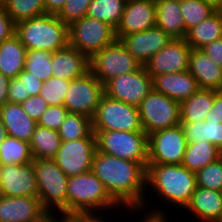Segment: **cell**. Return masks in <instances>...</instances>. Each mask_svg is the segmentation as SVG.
<instances>
[{"label":"cell","instance_id":"1","mask_svg":"<svg viewBox=\"0 0 222 222\" xmlns=\"http://www.w3.org/2000/svg\"><path fill=\"white\" fill-rule=\"evenodd\" d=\"M91 170L101 180L111 198L121 208L128 209L130 215L139 214L138 212L142 211L149 216H169L168 213L163 212V208L152 209L149 206L151 199L146 195V168L141 163L103 154L96 150ZM146 199L149 200L146 201ZM145 207L149 210L146 211Z\"/></svg>","mask_w":222,"mask_h":222},{"label":"cell","instance_id":"2","mask_svg":"<svg viewBox=\"0 0 222 222\" xmlns=\"http://www.w3.org/2000/svg\"><path fill=\"white\" fill-rule=\"evenodd\" d=\"M196 187L195 172L181 164L147 165L146 194L151 195L149 191L153 190L157 199L159 197V201L163 200L167 206L171 204L172 207L184 210Z\"/></svg>","mask_w":222,"mask_h":222},{"label":"cell","instance_id":"3","mask_svg":"<svg viewBox=\"0 0 222 222\" xmlns=\"http://www.w3.org/2000/svg\"><path fill=\"white\" fill-rule=\"evenodd\" d=\"M122 210L106 191L101 180L91 171L71 176L67 182V213ZM108 209V210H107ZM103 210V212H102Z\"/></svg>","mask_w":222,"mask_h":222},{"label":"cell","instance_id":"4","mask_svg":"<svg viewBox=\"0 0 222 222\" xmlns=\"http://www.w3.org/2000/svg\"><path fill=\"white\" fill-rule=\"evenodd\" d=\"M15 34L27 51L38 49L53 53L69 44L68 26L53 14L16 23Z\"/></svg>","mask_w":222,"mask_h":222},{"label":"cell","instance_id":"5","mask_svg":"<svg viewBox=\"0 0 222 222\" xmlns=\"http://www.w3.org/2000/svg\"><path fill=\"white\" fill-rule=\"evenodd\" d=\"M38 198L50 213H67V182L69 177L53 159H34Z\"/></svg>","mask_w":222,"mask_h":222},{"label":"cell","instance_id":"6","mask_svg":"<svg viewBox=\"0 0 222 222\" xmlns=\"http://www.w3.org/2000/svg\"><path fill=\"white\" fill-rule=\"evenodd\" d=\"M97 150L103 154L148 165V135L145 132L93 131Z\"/></svg>","mask_w":222,"mask_h":222},{"label":"cell","instance_id":"7","mask_svg":"<svg viewBox=\"0 0 222 222\" xmlns=\"http://www.w3.org/2000/svg\"><path fill=\"white\" fill-rule=\"evenodd\" d=\"M93 131L144 132L138 107L101 96L92 118Z\"/></svg>","mask_w":222,"mask_h":222},{"label":"cell","instance_id":"8","mask_svg":"<svg viewBox=\"0 0 222 222\" xmlns=\"http://www.w3.org/2000/svg\"><path fill=\"white\" fill-rule=\"evenodd\" d=\"M69 45L89 58L117 40L116 29L88 16L68 26Z\"/></svg>","mask_w":222,"mask_h":222},{"label":"cell","instance_id":"9","mask_svg":"<svg viewBox=\"0 0 222 222\" xmlns=\"http://www.w3.org/2000/svg\"><path fill=\"white\" fill-rule=\"evenodd\" d=\"M138 110L142 130L147 135L181 124L180 103L153 89L139 104Z\"/></svg>","mask_w":222,"mask_h":222},{"label":"cell","instance_id":"10","mask_svg":"<svg viewBox=\"0 0 222 222\" xmlns=\"http://www.w3.org/2000/svg\"><path fill=\"white\" fill-rule=\"evenodd\" d=\"M89 63L90 71L103 85L122 74L136 71L141 66L120 40L95 52L89 58Z\"/></svg>","mask_w":222,"mask_h":222},{"label":"cell","instance_id":"11","mask_svg":"<svg viewBox=\"0 0 222 222\" xmlns=\"http://www.w3.org/2000/svg\"><path fill=\"white\" fill-rule=\"evenodd\" d=\"M187 139L181 124L148 135V165L181 164Z\"/></svg>","mask_w":222,"mask_h":222},{"label":"cell","instance_id":"12","mask_svg":"<svg viewBox=\"0 0 222 222\" xmlns=\"http://www.w3.org/2000/svg\"><path fill=\"white\" fill-rule=\"evenodd\" d=\"M96 150V135L92 131L85 138L62 142L53 160L66 176H76L91 171Z\"/></svg>","mask_w":222,"mask_h":222},{"label":"cell","instance_id":"13","mask_svg":"<svg viewBox=\"0 0 222 222\" xmlns=\"http://www.w3.org/2000/svg\"><path fill=\"white\" fill-rule=\"evenodd\" d=\"M103 94V84L88 71L82 77L70 81L63 105L69 113L81 114L92 119Z\"/></svg>","mask_w":222,"mask_h":222},{"label":"cell","instance_id":"14","mask_svg":"<svg viewBox=\"0 0 222 222\" xmlns=\"http://www.w3.org/2000/svg\"><path fill=\"white\" fill-rule=\"evenodd\" d=\"M152 89V77L142 65L136 71L122 74L103 85L106 96L136 107Z\"/></svg>","mask_w":222,"mask_h":222},{"label":"cell","instance_id":"15","mask_svg":"<svg viewBox=\"0 0 222 222\" xmlns=\"http://www.w3.org/2000/svg\"><path fill=\"white\" fill-rule=\"evenodd\" d=\"M191 49L185 38L172 39L144 65L147 73L153 78L188 70Z\"/></svg>","mask_w":222,"mask_h":222},{"label":"cell","instance_id":"16","mask_svg":"<svg viewBox=\"0 0 222 222\" xmlns=\"http://www.w3.org/2000/svg\"><path fill=\"white\" fill-rule=\"evenodd\" d=\"M0 195L38 197L33 162L23 165H0Z\"/></svg>","mask_w":222,"mask_h":222},{"label":"cell","instance_id":"17","mask_svg":"<svg viewBox=\"0 0 222 222\" xmlns=\"http://www.w3.org/2000/svg\"><path fill=\"white\" fill-rule=\"evenodd\" d=\"M48 214L38 197L0 195V222H47Z\"/></svg>","mask_w":222,"mask_h":222},{"label":"cell","instance_id":"18","mask_svg":"<svg viewBox=\"0 0 222 222\" xmlns=\"http://www.w3.org/2000/svg\"><path fill=\"white\" fill-rule=\"evenodd\" d=\"M172 39L165 31L155 25L143 32L123 36L120 41L127 51L144 66Z\"/></svg>","mask_w":222,"mask_h":222},{"label":"cell","instance_id":"19","mask_svg":"<svg viewBox=\"0 0 222 222\" xmlns=\"http://www.w3.org/2000/svg\"><path fill=\"white\" fill-rule=\"evenodd\" d=\"M156 24L155 0H127L122 19L116 28L117 40L143 32Z\"/></svg>","mask_w":222,"mask_h":222},{"label":"cell","instance_id":"20","mask_svg":"<svg viewBox=\"0 0 222 222\" xmlns=\"http://www.w3.org/2000/svg\"><path fill=\"white\" fill-rule=\"evenodd\" d=\"M52 73L59 79L71 81L90 71L89 57L69 44L52 53Z\"/></svg>","mask_w":222,"mask_h":222},{"label":"cell","instance_id":"21","mask_svg":"<svg viewBox=\"0 0 222 222\" xmlns=\"http://www.w3.org/2000/svg\"><path fill=\"white\" fill-rule=\"evenodd\" d=\"M153 90L181 103L191 97L198 89V84L188 71L162 74L152 78Z\"/></svg>","mask_w":222,"mask_h":222},{"label":"cell","instance_id":"22","mask_svg":"<svg viewBox=\"0 0 222 222\" xmlns=\"http://www.w3.org/2000/svg\"><path fill=\"white\" fill-rule=\"evenodd\" d=\"M188 71L199 88L222 90V67L201 49H191Z\"/></svg>","mask_w":222,"mask_h":222},{"label":"cell","instance_id":"23","mask_svg":"<svg viewBox=\"0 0 222 222\" xmlns=\"http://www.w3.org/2000/svg\"><path fill=\"white\" fill-rule=\"evenodd\" d=\"M185 209L201 222H222V193L196 187Z\"/></svg>","mask_w":222,"mask_h":222},{"label":"cell","instance_id":"24","mask_svg":"<svg viewBox=\"0 0 222 222\" xmlns=\"http://www.w3.org/2000/svg\"><path fill=\"white\" fill-rule=\"evenodd\" d=\"M0 118L9 136L30 143L37 122L26 114L21 104L7 102L0 107Z\"/></svg>","mask_w":222,"mask_h":222},{"label":"cell","instance_id":"25","mask_svg":"<svg viewBox=\"0 0 222 222\" xmlns=\"http://www.w3.org/2000/svg\"><path fill=\"white\" fill-rule=\"evenodd\" d=\"M156 26L173 39L185 38L180 0H155Z\"/></svg>","mask_w":222,"mask_h":222},{"label":"cell","instance_id":"26","mask_svg":"<svg viewBox=\"0 0 222 222\" xmlns=\"http://www.w3.org/2000/svg\"><path fill=\"white\" fill-rule=\"evenodd\" d=\"M27 49L14 34L0 43V72L10 79L24 70Z\"/></svg>","mask_w":222,"mask_h":222},{"label":"cell","instance_id":"27","mask_svg":"<svg viewBox=\"0 0 222 222\" xmlns=\"http://www.w3.org/2000/svg\"><path fill=\"white\" fill-rule=\"evenodd\" d=\"M218 90L199 88L191 97L180 103L181 122H204L213 107Z\"/></svg>","mask_w":222,"mask_h":222},{"label":"cell","instance_id":"28","mask_svg":"<svg viewBox=\"0 0 222 222\" xmlns=\"http://www.w3.org/2000/svg\"><path fill=\"white\" fill-rule=\"evenodd\" d=\"M220 38H222V17L215 12L208 19L191 28L185 40L192 49H201Z\"/></svg>","mask_w":222,"mask_h":222},{"label":"cell","instance_id":"29","mask_svg":"<svg viewBox=\"0 0 222 222\" xmlns=\"http://www.w3.org/2000/svg\"><path fill=\"white\" fill-rule=\"evenodd\" d=\"M221 156L222 152L212 143H187L181 165L196 173Z\"/></svg>","mask_w":222,"mask_h":222},{"label":"cell","instance_id":"30","mask_svg":"<svg viewBox=\"0 0 222 222\" xmlns=\"http://www.w3.org/2000/svg\"><path fill=\"white\" fill-rule=\"evenodd\" d=\"M62 140L57 130L48 129L37 124L30 148L34 159H53L60 148Z\"/></svg>","mask_w":222,"mask_h":222},{"label":"cell","instance_id":"31","mask_svg":"<svg viewBox=\"0 0 222 222\" xmlns=\"http://www.w3.org/2000/svg\"><path fill=\"white\" fill-rule=\"evenodd\" d=\"M127 0H92L86 16L106 22L115 29L118 27Z\"/></svg>","mask_w":222,"mask_h":222},{"label":"cell","instance_id":"32","mask_svg":"<svg viewBox=\"0 0 222 222\" xmlns=\"http://www.w3.org/2000/svg\"><path fill=\"white\" fill-rule=\"evenodd\" d=\"M30 143L7 136L0 144V165H23L33 162Z\"/></svg>","mask_w":222,"mask_h":222},{"label":"cell","instance_id":"33","mask_svg":"<svg viewBox=\"0 0 222 222\" xmlns=\"http://www.w3.org/2000/svg\"><path fill=\"white\" fill-rule=\"evenodd\" d=\"M92 129V119L81 114L68 113L60 129L59 136L64 141H74L87 137Z\"/></svg>","mask_w":222,"mask_h":222},{"label":"cell","instance_id":"34","mask_svg":"<svg viewBox=\"0 0 222 222\" xmlns=\"http://www.w3.org/2000/svg\"><path fill=\"white\" fill-rule=\"evenodd\" d=\"M181 13L185 26V37L187 32L208 19L216 12L211 5L201 0H180Z\"/></svg>","mask_w":222,"mask_h":222},{"label":"cell","instance_id":"35","mask_svg":"<svg viewBox=\"0 0 222 222\" xmlns=\"http://www.w3.org/2000/svg\"><path fill=\"white\" fill-rule=\"evenodd\" d=\"M4 7L15 23L46 14L43 0H9Z\"/></svg>","mask_w":222,"mask_h":222},{"label":"cell","instance_id":"36","mask_svg":"<svg viewBox=\"0 0 222 222\" xmlns=\"http://www.w3.org/2000/svg\"><path fill=\"white\" fill-rule=\"evenodd\" d=\"M52 52L45 50H29L26 54L24 71L31 72V75L45 82L53 76L52 73Z\"/></svg>","mask_w":222,"mask_h":222},{"label":"cell","instance_id":"37","mask_svg":"<svg viewBox=\"0 0 222 222\" xmlns=\"http://www.w3.org/2000/svg\"><path fill=\"white\" fill-rule=\"evenodd\" d=\"M196 186L204 189L222 190V156L196 173Z\"/></svg>","mask_w":222,"mask_h":222},{"label":"cell","instance_id":"38","mask_svg":"<svg viewBox=\"0 0 222 222\" xmlns=\"http://www.w3.org/2000/svg\"><path fill=\"white\" fill-rule=\"evenodd\" d=\"M70 81L54 76L43 82L39 95L50 105H63Z\"/></svg>","mask_w":222,"mask_h":222},{"label":"cell","instance_id":"39","mask_svg":"<svg viewBox=\"0 0 222 222\" xmlns=\"http://www.w3.org/2000/svg\"><path fill=\"white\" fill-rule=\"evenodd\" d=\"M92 0H66L63 8L56 15L63 23H72L86 16L88 6Z\"/></svg>","mask_w":222,"mask_h":222},{"label":"cell","instance_id":"40","mask_svg":"<svg viewBox=\"0 0 222 222\" xmlns=\"http://www.w3.org/2000/svg\"><path fill=\"white\" fill-rule=\"evenodd\" d=\"M69 111L64 105H50L37 124L48 129L59 130Z\"/></svg>","mask_w":222,"mask_h":222},{"label":"cell","instance_id":"41","mask_svg":"<svg viewBox=\"0 0 222 222\" xmlns=\"http://www.w3.org/2000/svg\"><path fill=\"white\" fill-rule=\"evenodd\" d=\"M21 106L28 116L38 122L41 115L46 111L49 105L40 95H34L29 96L21 103Z\"/></svg>","mask_w":222,"mask_h":222},{"label":"cell","instance_id":"42","mask_svg":"<svg viewBox=\"0 0 222 222\" xmlns=\"http://www.w3.org/2000/svg\"><path fill=\"white\" fill-rule=\"evenodd\" d=\"M188 143L207 142L206 122H181Z\"/></svg>","mask_w":222,"mask_h":222},{"label":"cell","instance_id":"43","mask_svg":"<svg viewBox=\"0 0 222 222\" xmlns=\"http://www.w3.org/2000/svg\"><path fill=\"white\" fill-rule=\"evenodd\" d=\"M206 141L214 144L222 152V121L205 120Z\"/></svg>","mask_w":222,"mask_h":222},{"label":"cell","instance_id":"44","mask_svg":"<svg viewBox=\"0 0 222 222\" xmlns=\"http://www.w3.org/2000/svg\"><path fill=\"white\" fill-rule=\"evenodd\" d=\"M16 23L7 14L5 7L0 5V43L15 34Z\"/></svg>","mask_w":222,"mask_h":222},{"label":"cell","instance_id":"45","mask_svg":"<svg viewBox=\"0 0 222 222\" xmlns=\"http://www.w3.org/2000/svg\"><path fill=\"white\" fill-rule=\"evenodd\" d=\"M18 78L24 82L25 96L39 95L43 82L37 77L31 75L29 71H22Z\"/></svg>","mask_w":222,"mask_h":222},{"label":"cell","instance_id":"46","mask_svg":"<svg viewBox=\"0 0 222 222\" xmlns=\"http://www.w3.org/2000/svg\"><path fill=\"white\" fill-rule=\"evenodd\" d=\"M29 96H25L24 82L18 77L10 79L8 88V102L21 104Z\"/></svg>","mask_w":222,"mask_h":222},{"label":"cell","instance_id":"47","mask_svg":"<svg viewBox=\"0 0 222 222\" xmlns=\"http://www.w3.org/2000/svg\"><path fill=\"white\" fill-rule=\"evenodd\" d=\"M217 65L222 67V38L201 48Z\"/></svg>","mask_w":222,"mask_h":222},{"label":"cell","instance_id":"48","mask_svg":"<svg viewBox=\"0 0 222 222\" xmlns=\"http://www.w3.org/2000/svg\"><path fill=\"white\" fill-rule=\"evenodd\" d=\"M205 118L206 120L222 121V93L220 91L215 95L213 107Z\"/></svg>","mask_w":222,"mask_h":222},{"label":"cell","instance_id":"49","mask_svg":"<svg viewBox=\"0 0 222 222\" xmlns=\"http://www.w3.org/2000/svg\"><path fill=\"white\" fill-rule=\"evenodd\" d=\"M72 215L79 222H106L107 221L106 219H104L105 215L102 216L100 215L99 212L73 213Z\"/></svg>","mask_w":222,"mask_h":222},{"label":"cell","instance_id":"50","mask_svg":"<svg viewBox=\"0 0 222 222\" xmlns=\"http://www.w3.org/2000/svg\"><path fill=\"white\" fill-rule=\"evenodd\" d=\"M9 84H10V78L4 76L0 72V107L4 106L8 102Z\"/></svg>","mask_w":222,"mask_h":222},{"label":"cell","instance_id":"51","mask_svg":"<svg viewBox=\"0 0 222 222\" xmlns=\"http://www.w3.org/2000/svg\"><path fill=\"white\" fill-rule=\"evenodd\" d=\"M66 0H43L46 14L57 15L63 8Z\"/></svg>","mask_w":222,"mask_h":222},{"label":"cell","instance_id":"52","mask_svg":"<svg viewBox=\"0 0 222 222\" xmlns=\"http://www.w3.org/2000/svg\"><path fill=\"white\" fill-rule=\"evenodd\" d=\"M47 222H79L72 214L69 213H50Z\"/></svg>","mask_w":222,"mask_h":222},{"label":"cell","instance_id":"53","mask_svg":"<svg viewBox=\"0 0 222 222\" xmlns=\"http://www.w3.org/2000/svg\"><path fill=\"white\" fill-rule=\"evenodd\" d=\"M143 216L142 218L139 217V222H169L168 220L170 218H168L167 216L165 217H157V216H149V215H141ZM168 219V220H167Z\"/></svg>","mask_w":222,"mask_h":222},{"label":"cell","instance_id":"54","mask_svg":"<svg viewBox=\"0 0 222 222\" xmlns=\"http://www.w3.org/2000/svg\"><path fill=\"white\" fill-rule=\"evenodd\" d=\"M8 136L7 130L5 128V125L2 123V120L0 118V144L2 141Z\"/></svg>","mask_w":222,"mask_h":222},{"label":"cell","instance_id":"55","mask_svg":"<svg viewBox=\"0 0 222 222\" xmlns=\"http://www.w3.org/2000/svg\"><path fill=\"white\" fill-rule=\"evenodd\" d=\"M201 1L211 5L214 9H217L222 2V0H201Z\"/></svg>","mask_w":222,"mask_h":222},{"label":"cell","instance_id":"56","mask_svg":"<svg viewBox=\"0 0 222 222\" xmlns=\"http://www.w3.org/2000/svg\"><path fill=\"white\" fill-rule=\"evenodd\" d=\"M216 12L222 17V2L220 6L216 9Z\"/></svg>","mask_w":222,"mask_h":222},{"label":"cell","instance_id":"57","mask_svg":"<svg viewBox=\"0 0 222 222\" xmlns=\"http://www.w3.org/2000/svg\"><path fill=\"white\" fill-rule=\"evenodd\" d=\"M9 0H0V5L1 6H5V4L8 2Z\"/></svg>","mask_w":222,"mask_h":222}]
</instances>
